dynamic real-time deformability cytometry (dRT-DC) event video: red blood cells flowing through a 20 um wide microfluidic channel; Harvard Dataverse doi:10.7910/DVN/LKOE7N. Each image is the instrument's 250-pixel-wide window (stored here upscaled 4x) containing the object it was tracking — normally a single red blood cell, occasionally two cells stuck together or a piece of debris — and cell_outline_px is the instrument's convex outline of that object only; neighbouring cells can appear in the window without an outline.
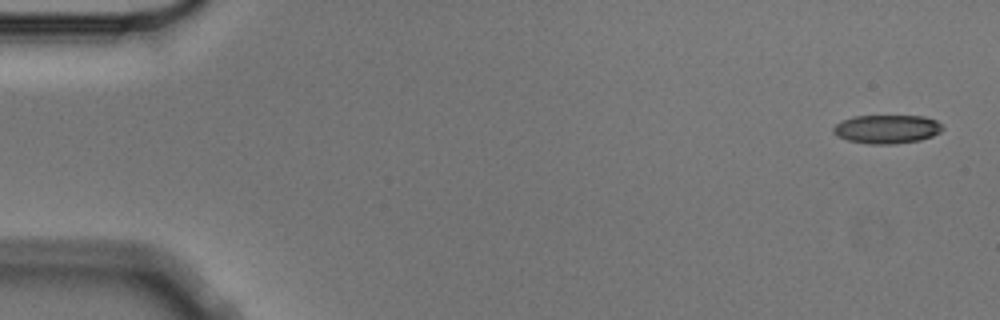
{"species": "Egyptian fruit bat (a non-hibernating species)", "species_latin": "Rousettus aegyptiacus", "temperature_condition": "cold", "stored_images_in_passage": 5, "camera_frame_rate_fps": 3000, "um_per_image_px": 0.085, "animal": {"sex": "male"}, "frame": {"image": 1, "passage_image": 1, "time_ms": 0.0, "image_size_px": [1000, 320], "cell_outline_px": [[944, 128], [940, 132], [932, 136], [920, 140], [892, 144], [868, 144], [848, 140], [836, 136], [832, 132], [832, 128], [836, 124], [844, 120], [856, 116], [924, 116], [936, 120]], "centroid_in_image_um": [75.38, 10.98], "position_along_channel_um": 9.6, "area_um2": 18.21}}
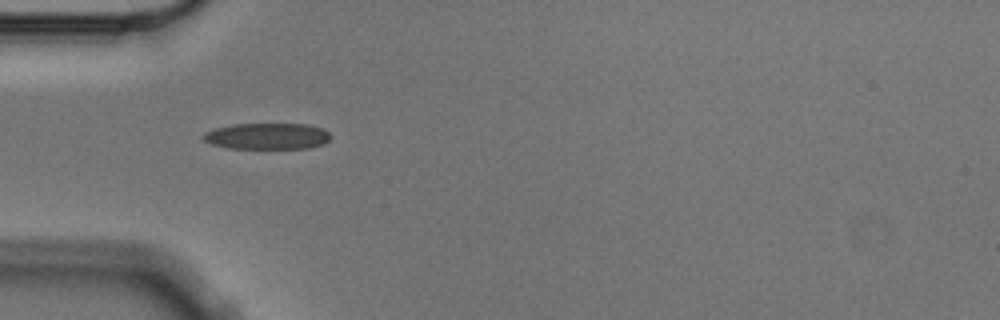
{"frame": {"image": 2, "passage_image": 4, "time_ms": 1.0, "image_size_px": [1000, 320], "cell_outline_px": [[332, 136], [324, 144], [308, 148], [228, 148], [212, 144], [204, 140], [200, 136], [204, 132], [216, 128], [232, 124], [308, 124], [324, 128]], "centroid_in_image_um": [22.72, 11.57], "position_along_channel_um": 62.3, "area_um2": 19.59}}
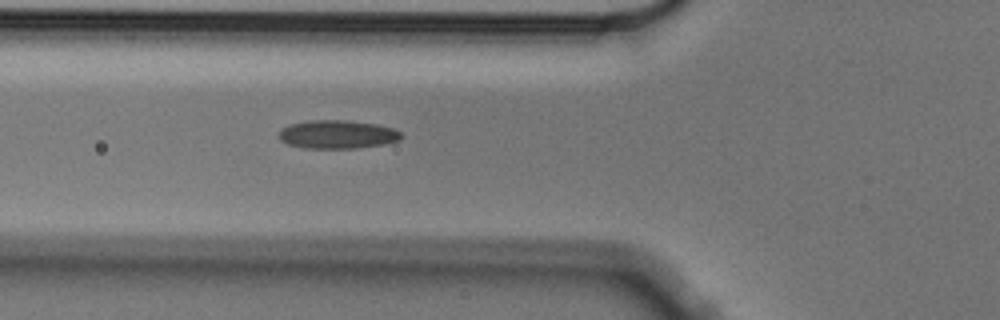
{"frame": {"image": 3, "passage_image": 5, "time_ms": 1.333, "image_size_px": [1000, 320], "cell_outline_px": [[404, 136], [400, 140], [384, 144], [356, 148], [304, 148], [288, 144], [280, 140], [280, 128], [288, 124], [308, 120], [348, 120], [376, 124], [392, 128], [400, 132]], "centroid_in_image_um": [28.67, 11.42], "position_along_channel_um": 97.1, "area_um2": 20.4}}